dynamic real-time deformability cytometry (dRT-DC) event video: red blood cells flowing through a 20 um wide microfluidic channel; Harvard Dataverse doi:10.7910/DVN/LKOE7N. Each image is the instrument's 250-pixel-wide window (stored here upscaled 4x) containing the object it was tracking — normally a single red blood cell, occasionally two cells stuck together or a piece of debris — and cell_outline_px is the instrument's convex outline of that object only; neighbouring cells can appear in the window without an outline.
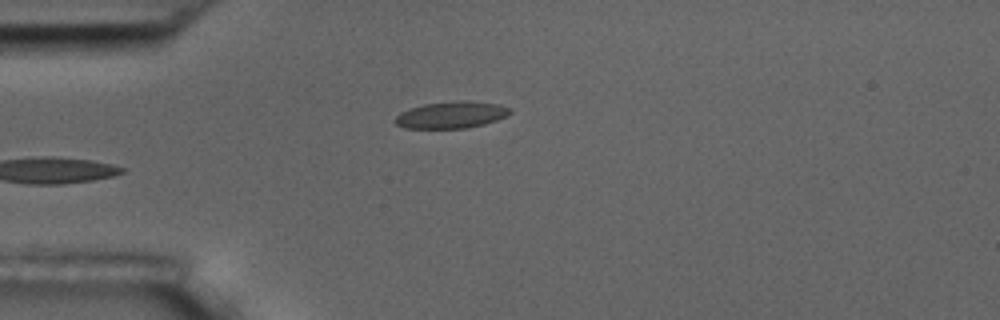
{"species": "common noctule bat (a hibernating species)", "species_latin": "Nyctalus noctula", "temperature_condition": "room temperature", "stored_images_in_passage": 1, "camera_frame_rate_fps": 3000, "um_per_image_px": 0.085, "animal": {"sex": "male", "body_mass_g": 17.5, "forearm_length_mm": 52.3}, "frame": {"image": 1, "passage_image": 1, "time_ms": 0.0, "image_size_px": [1000, 320], "cell_outline_px": [[512, 112], [496, 120], [484, 124], [468, 128], [404, 128], [396, 124], [392, 120], [400, 112], [408, 108], [424, 104], [460, 100], [468, 100], [500, 104], [512, 108]], "centroid_in_image_um": [38.35, 9.75], "position_along_channel_um": 46.7, "area_um2": 18.15}}